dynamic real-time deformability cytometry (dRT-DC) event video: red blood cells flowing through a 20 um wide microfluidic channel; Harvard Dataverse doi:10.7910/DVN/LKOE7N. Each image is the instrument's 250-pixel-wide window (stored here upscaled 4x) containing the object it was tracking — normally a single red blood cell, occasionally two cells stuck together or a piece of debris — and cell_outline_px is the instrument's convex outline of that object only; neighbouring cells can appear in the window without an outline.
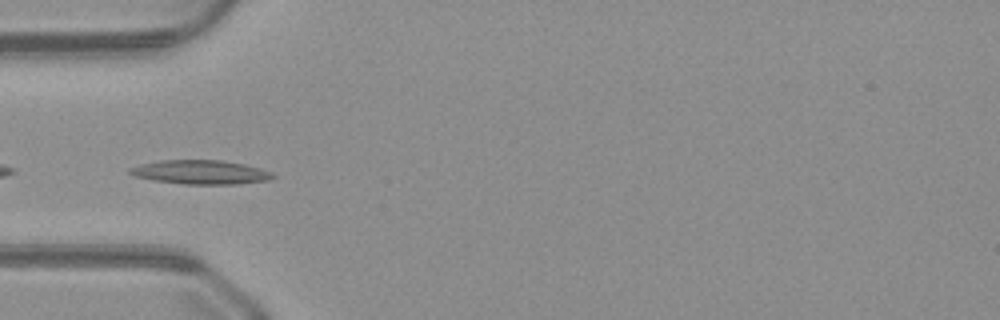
{"species": "common noctule bat (a hibernating species)", "species_latin": "Nyctalus noctula", "temperature_condition": "warm", "stored_images_in_passage": 49, "camera_frame_rate_fps": 3000, "um_per_image_px": 0.085, "animal": {"sex": "male", "body_mass_g": 23.1, "forearm_length_mm": 52.7}, "frame": {"image": 1, "passage_image": 15, "time_ms": 4.667, "image_size_px": [1000, 320], "cell_outline_px": [[276, 176], [268, 180], [236, 184], [184, 184], [152, 180], [136, 176], [128, 172], [128, 168], [140, 164], [160, 160], [220, 160], [244, 164], [260, 168], [272, 172]], "centroid_in_image_um": [17.04, 14.63], "position_along_channel_um": 68.0, "area_um2": 20.0}}
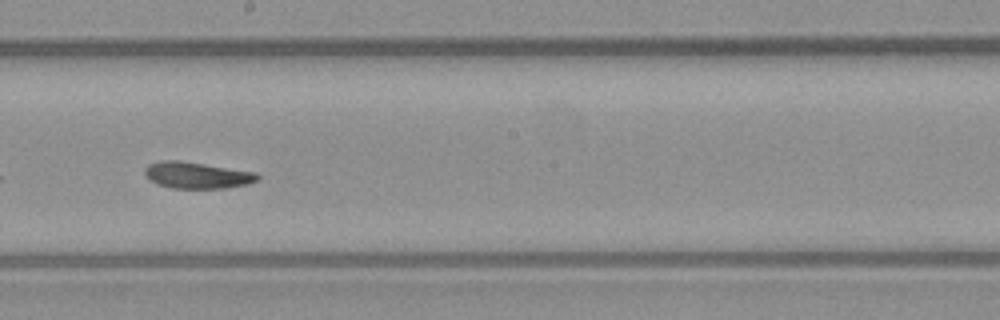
{"frame": {"image": 2, "passage_image": 27, "time_ms": 8.667, "image_size_px": [1000, 320], "cell_outline_px": [[260, 176], [256, 180], [248, 184], [224, 188], [172, 188], [156, 184], [148, 180], [144, 172], [144, 168], [148, 164], [160, 160], [176, 160], [204, 164], [256, 172]], "centroid_in_image_um": [16.69, 14.89], "position_along_channel_um": 231.5, "area_um2": 17.4}}
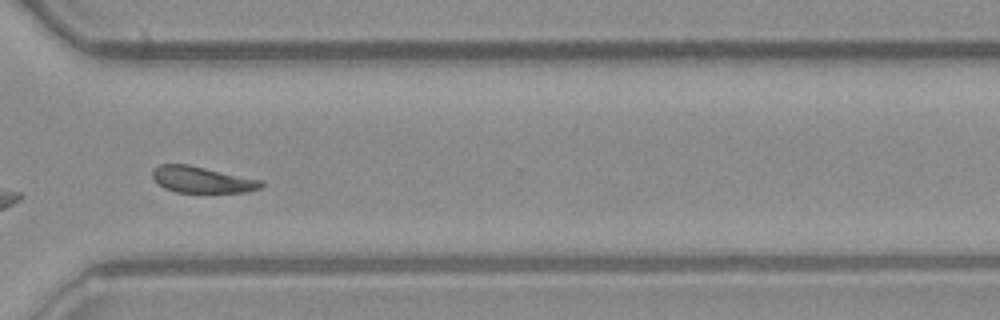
{"frame": {"image": 3, "passage_image": 36, "time_ms": 11.667, "image_size_px": [1000, 320], "cell_outline_px": [[264, 184], [260, 188], [248, 192], [176, 192], [164, 188], [152, 176], [152, 168], [160, 164], [188, 164], [264, 180]], "centroid_in_image_um": [17.2, 15.26], "position_along_channel_um": 353.4, "area_um2": 16.76}}